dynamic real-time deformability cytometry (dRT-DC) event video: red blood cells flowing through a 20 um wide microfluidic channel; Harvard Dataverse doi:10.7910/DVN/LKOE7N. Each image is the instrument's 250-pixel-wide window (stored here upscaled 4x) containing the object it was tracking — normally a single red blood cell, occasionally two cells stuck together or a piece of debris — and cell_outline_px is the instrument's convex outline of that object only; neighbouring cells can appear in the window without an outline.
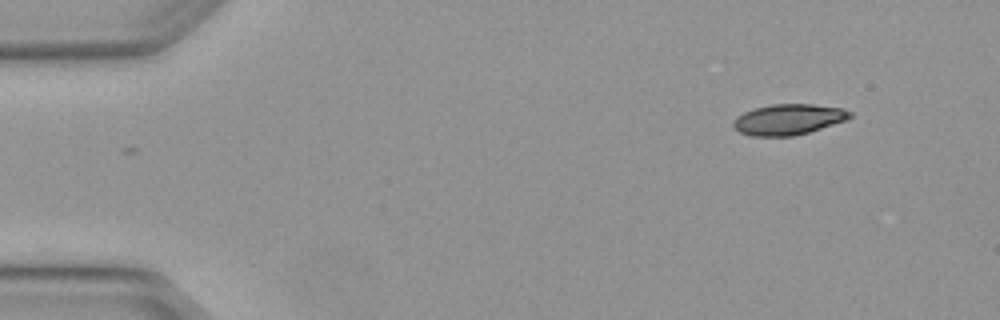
{"species": "Egyptian fruit bat (a non-hibernating species)", "species_latin": "Rousettus aegyptiacus", "temperature_condition": "warm", "stored_images_in_passage": 2, "camera_frame_rate_fps": 3000, "um_per_image_px": 0.085, "animal": {"sex": "female"}, "frame": {"image": 1, "passage_image": 2, "time_ms": 0.333, "image_size_px": [1000, 320], "cell_outline_px": [[852, 116], [848, 120], [808, 132], [792, 136], [748, 136], [740, 132], [732, 124], [736, 116], [744, 112], [756, 108], [772, 104], [812, 104], [840, 108], [852, 112]], "centroid_in_image_um": [67.02, 10.15], "position_along_channel_um": 18.0, "area_um2": 20.81}}